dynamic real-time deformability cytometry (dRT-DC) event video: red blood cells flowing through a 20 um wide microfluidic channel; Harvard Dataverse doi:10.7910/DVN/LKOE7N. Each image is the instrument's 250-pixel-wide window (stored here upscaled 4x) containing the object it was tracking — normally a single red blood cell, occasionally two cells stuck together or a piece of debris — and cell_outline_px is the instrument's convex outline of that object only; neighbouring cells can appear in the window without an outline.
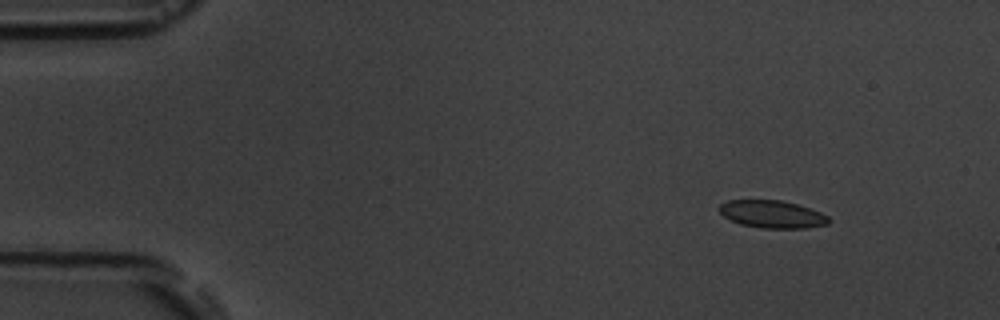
{"species": "common noctule bat (a hibernating species)", "species_latin": "Nyctalus noctula", "temperature_condition": "room temperature", "stored_images_in_passage": 4, "camera_frame_rate_fps": 3000, "um_per_image_px": 0.085, "animal": {"sex": "male", "body_mass_g": 19.5, "forearm_length_mm": 54.6}, "frame": {"image": 1, "passage_image": 1, "time_ms": 0.0, "image_size_px": [1000, 320], "cell_outline_px": [[828, 224], [804, 228], [760, 228], [740, 224], [724, 216], [720, 212], [720, 204], [728, 200], [780, 200], [796, 204], [820, 212], [828, 216]], "centroid_in_image_um": [65.62, 18.21], "position_along_channel_um": 19.4, "area_um2": 17.34}}